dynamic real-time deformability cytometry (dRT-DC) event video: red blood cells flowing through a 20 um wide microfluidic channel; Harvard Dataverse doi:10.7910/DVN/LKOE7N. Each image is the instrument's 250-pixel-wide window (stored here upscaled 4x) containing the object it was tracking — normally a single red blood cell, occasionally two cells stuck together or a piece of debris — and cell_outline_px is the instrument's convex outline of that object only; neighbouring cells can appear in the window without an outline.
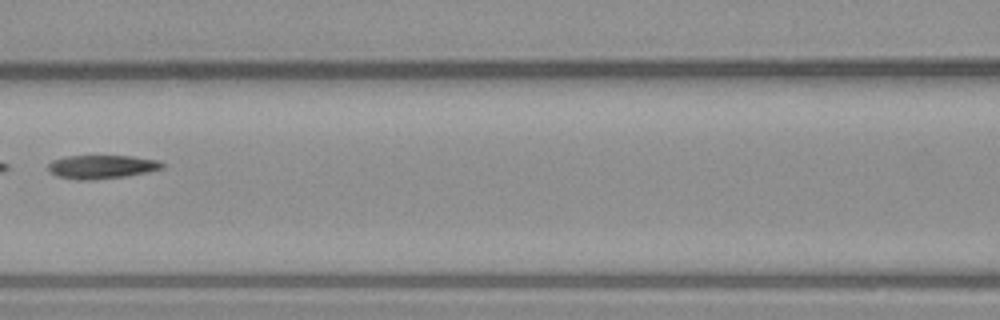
{"species": "common noctule bat (a hibernating species)", "species_latin": "Nyctalus noctula", "temperature_condition": "warm", "stored_images_in_passage": 7, "segment_of_instrument_passage": [2, 2], "camera_frame_rate_fps": 3000, "um_per_image_px": 0.085, "animal": {"sex": "male", "body_mass_g": 23.1, "forearm_length_mm": 52.7}, "frame": {"image": 1, "passage_image": 6, "time_ms": 6.0, "image_size_px": [1000, 320], "cell_outline_px": [[164, 168], [148, 172], [128, 176], [92, 180], [76, 180], [56, 176], [48, 172], [48, 164], [52, 160], [64, 156], [132, 156], [160, 160], [164, 164]], "centroid_in_image_um": [8.64, 14.18], "position_along_channel_um": 158.0, "area_um2": 16.01}}
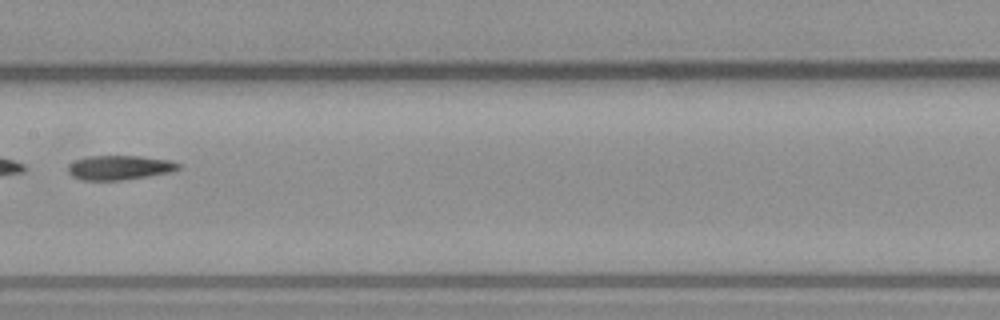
{"frame": {"image": 2, "passage_image": 7, "time_ms": 7.0, "image_size_px": [1000, 320], "cell_outline_px": [[180, 168], [168, 172], [148, 176], [120, 180], [80, 180], [72, 176], [68, 172], [68, 164], [76, 160], [88, 156], [140, 156], [172, 160], [180, 164]], "centroid_in_image_um": [10.14, 14.24], "position_along_channel_um": 197.3, "area_um2": 15.66}}